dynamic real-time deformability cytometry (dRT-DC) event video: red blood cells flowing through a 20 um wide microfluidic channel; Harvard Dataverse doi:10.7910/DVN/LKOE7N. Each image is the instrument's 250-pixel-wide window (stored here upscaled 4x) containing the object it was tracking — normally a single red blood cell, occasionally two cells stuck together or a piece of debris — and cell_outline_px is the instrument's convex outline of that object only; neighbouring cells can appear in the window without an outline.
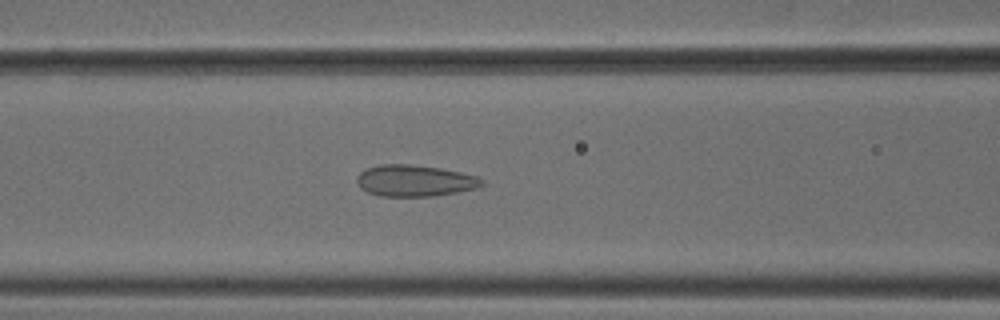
{"species": "common noctule bat (a hibernating species)", "species_latin": "Nyctalus noctula", "temperature_condition": "cold", "stored_images_in_passage": 49, "camera_frame_rate_fps": 3000, "um_per_image_px": 0.085, "animal": {"sex": "male", "body_mass_g": 18.8}, "frame": {"image": 1, "passage_image": 18, "time_ms": 5.667, "image_size_px": [1000, 320], "cell_outline_px": [[484, 184], [476, 188], [436, 196], [380, 196], [368, 192], [360, 188], [356, 180], [356, 176], [360, 172], [368, 168], [380, 164], [408, 164], [440, 168], [460, 172], [476, 176], [484, 180]], "centroid_in_image_um": [35.24, 15.36], "position_along_channel_um": 131.4, "area_um2": 22.89}}
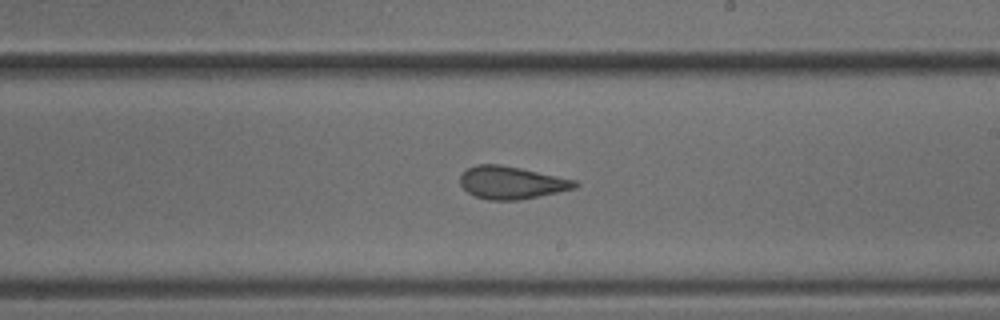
{"frame": {"image": 2, "passage_image": 27, "time_ms": 8.667, "image_size_px": [1000, 320], "cell_outline_px": [[580, 184], [576, 188], [520, 200], [488, 200], [476, 196], [468, 192], [460, 184], [460, 176], [468, 168], [476, 164], [500, 164], [520, 168], [576, 180]], "centroid_in_image_um": [43.48, 15.52], "position_along_channel_um": 245.5, "area_um2": 21.73}}
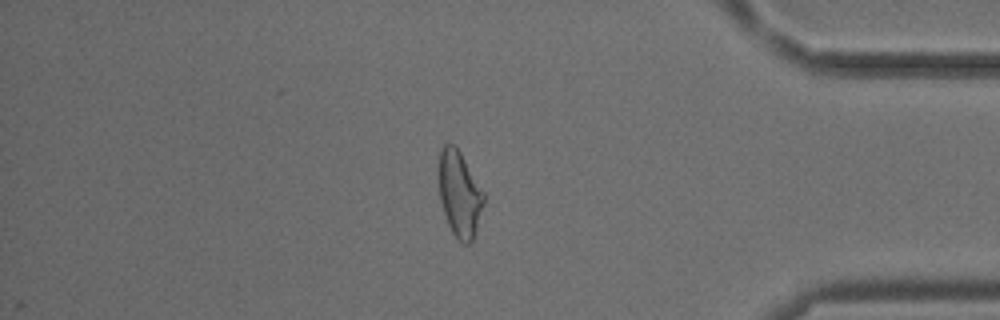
{"frame": {"image": 3, "passage_image": 41, "time_ms": 13.333, "image_size_px": [1000, 320], "cell_outline_px": [[484, 204], [472, 244], [464, 244], [456, 240], [448, 224], [440, 200], [440, 148], [444, 144], [452, 144], [460, 152], [484, 192]], "centroid_in_image_um": [39.08, 16.55], "position_along_channel_um": 396.1, "area_um2": 22.25}, "authors_computed_cell_mechanics": {"area_um2": 23.5824, "velocity_mm_per_s": 3.8047, "shape_relaxation_time_tau1_ms": null, "shape_relaxation_time_tau2_ms": 1.543, "deformation_change_tau1": null, "deformation_change_tau2": 0.0902}}